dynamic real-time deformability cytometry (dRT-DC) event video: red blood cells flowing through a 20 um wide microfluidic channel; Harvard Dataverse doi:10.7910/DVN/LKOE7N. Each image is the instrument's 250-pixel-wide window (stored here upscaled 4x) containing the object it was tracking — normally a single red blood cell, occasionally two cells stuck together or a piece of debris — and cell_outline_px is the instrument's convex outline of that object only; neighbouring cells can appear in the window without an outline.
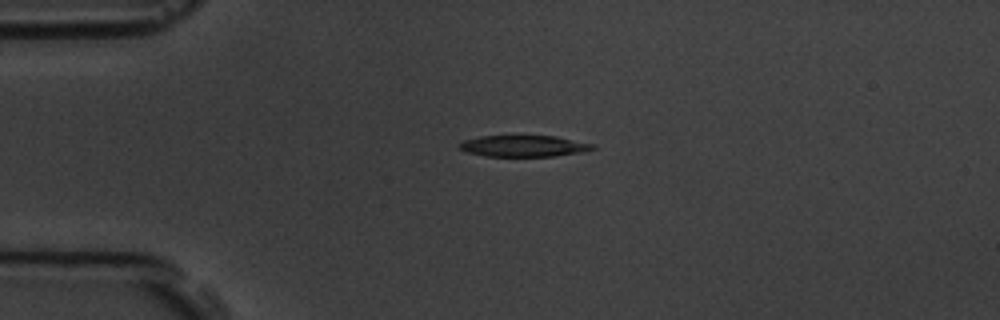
{"species": "common noctule bat (a hibernating species)", "species_latin": "Nyctalus noctula", "temperature_condition": "room temperature", "stored_images_in_passage": 2, "camera_frame_rate_fps": 3000, "um_per_image_px": 0.085, "animal": {"sex": "male", "body_mass_g": 19.5, "forearm_length_mm": 54.6}, "frame": {"image": 1, "passage_image": 1, "time_ms": 0.0, "image_size_px": [1000, 320], "cell_outline_px": [[596, 148], [580, 152], [556, 156], [484, 156], [468, 152], [460, 148], [460, 144], [464, 140], [480, 136], [556, 136], [592, 144]], "centroid_in_image_um": [44.51, 12.41], "position_along_channel_um": 40.5, "area_um2": 16.3}}